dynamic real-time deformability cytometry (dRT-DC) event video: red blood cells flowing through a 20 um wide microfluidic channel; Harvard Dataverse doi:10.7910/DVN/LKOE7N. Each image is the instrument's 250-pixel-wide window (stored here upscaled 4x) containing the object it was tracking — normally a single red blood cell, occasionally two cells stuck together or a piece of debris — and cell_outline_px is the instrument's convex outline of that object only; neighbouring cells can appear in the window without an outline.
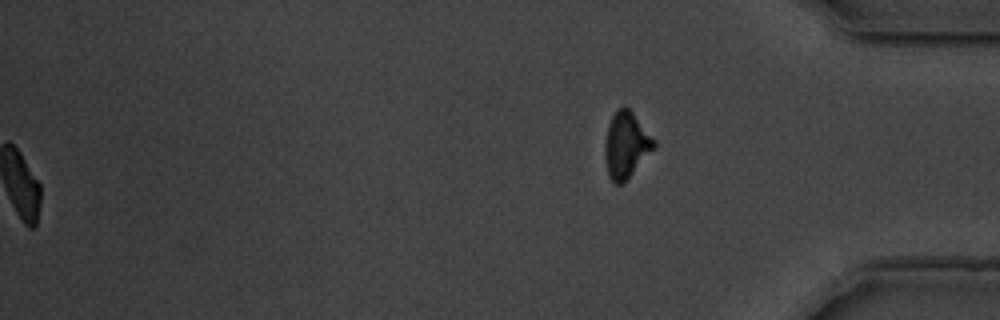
{"species": "common noctule bat (a hibernating species)", "species_latin": "Nyctalus noctula", "temperature_condition": "warm", "stored_images_in_passage": 49, "segment_of_instrument_passage": [2, 2], "camera_frame_rate_fps": 3000, "um_per_image_px": 0.085, "animal": {"sex": "male", "body_mass_g": 19.5, "forearm_length_mm": 54.6}, "frame": {"image": 1, "passage_image": 49, "time_ms": 16.0, "image_size_px": [1000, 320], "cell_outline_px": [[656, 148], [620, 184], [616, 184], [612, 180], [608, 172], [604, 156], [604, 144], [608, 124], [616, 108], [624, 104], [632, 112], [656, 140]], "centroid_in_image_um": [53.22, 12.26], "position_along_channel_um": 382.0, "area_um2": 18.79}}